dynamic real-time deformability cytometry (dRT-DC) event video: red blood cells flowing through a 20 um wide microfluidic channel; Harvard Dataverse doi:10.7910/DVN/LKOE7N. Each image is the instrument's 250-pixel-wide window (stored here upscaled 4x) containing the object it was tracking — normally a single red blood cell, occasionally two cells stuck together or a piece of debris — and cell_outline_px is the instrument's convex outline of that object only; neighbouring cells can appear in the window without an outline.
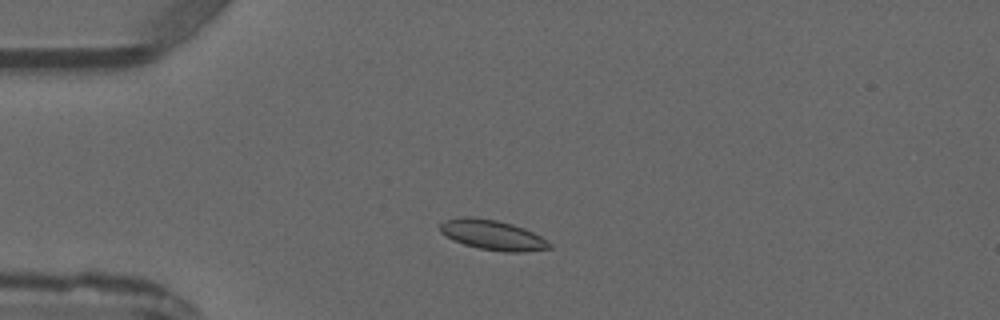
{"species": "common noctule bat (a hibernating species)", "species_latin": "Nyctalus noctula", "temperature_condition": "warm", "stored_images_in_passage": 3, "camera_frame_rate_fps": 3000, "um_per_image_px": 0.085, "animal": {"sex": "male", "forearm_length_mm": 52.5}, "frame": {"image": 1, "passage_image": 2, "time_ms": 1.0, "image_size_px": [1000, 320], "cell_outline_px": [[552, 248], [524, 252], [504, 252], [480, 248], [464, 244], [440, 232], [440, 224], [444, 220], [464, 216], [472, 216], [496, 220], [512, 224], [524, 228], [540, 236], [552, 244]], "centroid_in_image_um": [41.89, 19.96], "position_along_channel_um": 43.1, "area_um2": 18.96}}
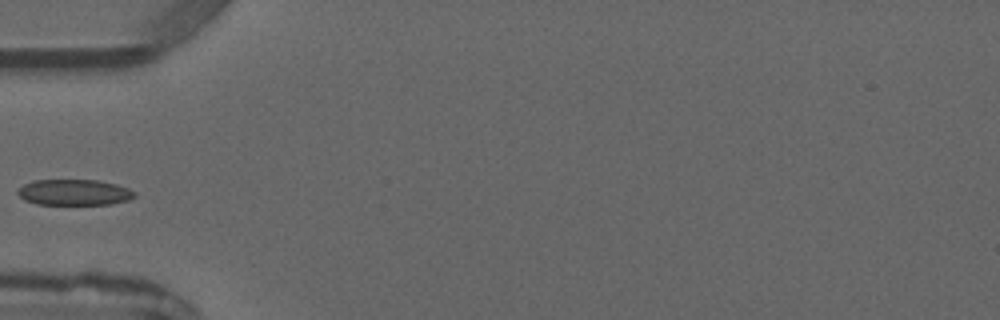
{"frame": {"image": 2, "passage_image": 3, "time_ms": 2.333, "image_size_px": [1000, 320], "cell_outline_px": [[136, 196], [128, 200], [112, 204], [36, 204], [24, 200], [16, 192], [24, 184], [32, 180], [96, 180], [116, 184], [128, 188], [136, 192]], "centroid_in_image_um": [6.31, 16.35], "position_along_channel_um": 78.7, "area_um2": 17.63}}